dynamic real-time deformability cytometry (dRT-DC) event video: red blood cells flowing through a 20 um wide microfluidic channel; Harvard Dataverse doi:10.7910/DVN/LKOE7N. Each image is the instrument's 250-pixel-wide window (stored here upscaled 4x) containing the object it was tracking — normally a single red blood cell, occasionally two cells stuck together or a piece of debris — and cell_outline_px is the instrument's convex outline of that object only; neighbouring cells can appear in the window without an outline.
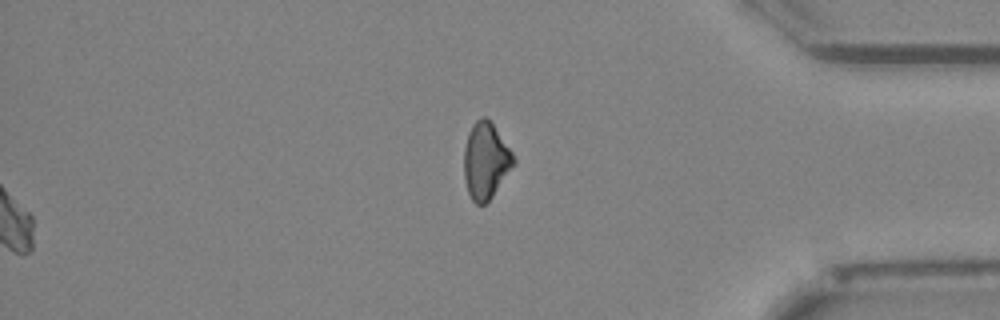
{"species": "Egyptian fruit bat (a non-hibernating species)", "species_latin": "Rousettus aegyptiacus", "temperature_condition": "cold", "stored_images_in_passage": 52, "segment_of_instrument_passage": [2, 2], "camera_frame_rate_fps": 3000, "um_per_image_px": 0.085, "animal": {"sex": "female"}, "frame": {"image": 1, "passage_image": 52, "time_ms": 17.0, "image_size_px": [1000, 320], "cell_outline_px": [[516, 164], [492, 196], [484, 204], [476, 204], [472, 200], [468, 192], [464, 176], [464, 148], [468, 132], [472, 124], [480, 116], [484, 116], [492, 124], [512, 152], [516, 160]], "centroid_in_image_um": [41.28, 13.66], "position_along_channel_um": 393.9, "area_um2": 21.96}}